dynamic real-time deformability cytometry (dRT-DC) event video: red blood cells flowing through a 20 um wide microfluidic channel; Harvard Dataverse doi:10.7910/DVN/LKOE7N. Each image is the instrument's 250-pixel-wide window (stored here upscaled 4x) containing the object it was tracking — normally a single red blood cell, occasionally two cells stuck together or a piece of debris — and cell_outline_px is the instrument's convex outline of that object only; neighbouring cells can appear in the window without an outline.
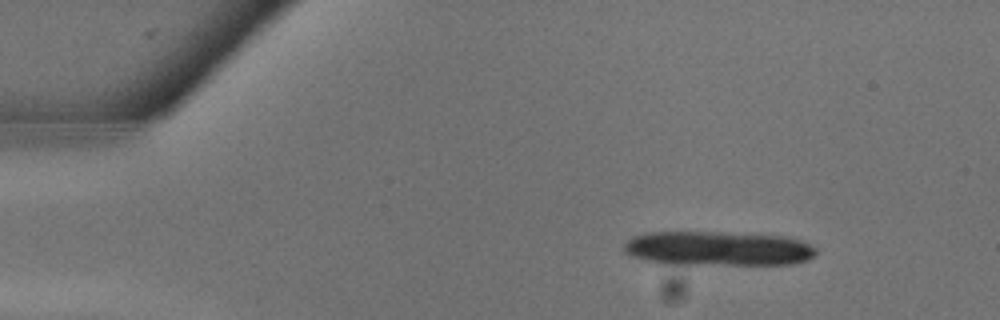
{"species": "common noctule bat (a hibernating species)", "species_latin": "Nyctalus noctula", "temperature_condition": "warm", "stored_images_in_passage": 6, "camera_frame_rate_fps": 3000, "um_per_image_px": 0.085, "animal": {"sex": "male", "body_mass_g": 13.3}, "frame": {"image": 1, "passage_image": 1, "time_ms": 0.0, "image_size_px": [1000, 320], "cell_outline_px": [[816, 256], [808, 260], [792, 264], [656, 264], [632, 256], [624, 252], [624, 244], [632, 236], [648, 232], [724, 232], [792, 236], [816, 248]], "centroid_in_image_um": [61.03, 21.12], "position_along_channel_um": 24.0, "area_um2": 39.13}}